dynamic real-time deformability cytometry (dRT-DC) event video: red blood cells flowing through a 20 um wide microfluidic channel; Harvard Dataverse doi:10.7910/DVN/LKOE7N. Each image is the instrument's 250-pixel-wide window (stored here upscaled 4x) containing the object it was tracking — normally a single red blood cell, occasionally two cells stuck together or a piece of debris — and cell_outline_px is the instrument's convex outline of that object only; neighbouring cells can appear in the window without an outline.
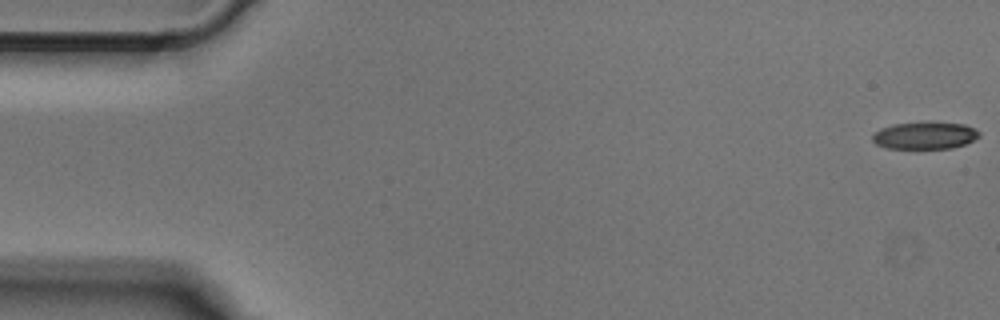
{"species": "Egyptian fruit bat (a non-hibernating species)", "species_latin": "Rousettus aegyptiacus", "temperature_condition": "cold", "stored_images_in_passage": 50, "camera_frame_rate_fps": 3000, "um_per_image_px": 0.085, "animal": {"sex": "male"}, "frame": {"image": 1, "passage_image": 1, "time_ms": 0.0, "image_size_px": [1000, 320], "cell_outline_px": [[980, 136], [964, 144], [952, 148], [888, 148], [876, 144], [872, 140], [872, 136], [880, 128], [892, 124], [964, 124], [980, 132]], "centroid_in_image_um": [78.58, 11.55], "position_along_channel_um": 6.4, "area_um2": 16.18}}
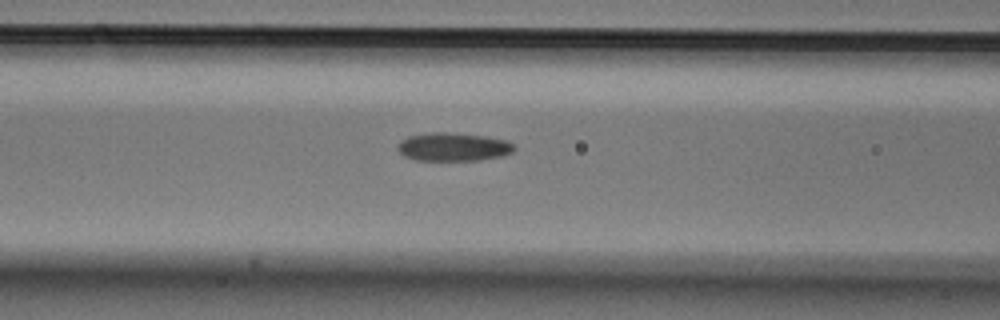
{"frame": {"image": 2, "passage_image": 20, "time_ms": 6.333, "image_size_px": [1000, 320], "cell_outline_px": [[516, 148], [512, 152], [500, 156], [476, 160], [416, 160], [404, 156], [396, 148], [400, 140], [408, 136], [432, 132], [444, 132], [484, 136], [504, 140], [512, 144]], "centroid_in_image_um": [38.47, 12.48], "position_along_channel_um": 128.1, "area_um2": 19.02}}
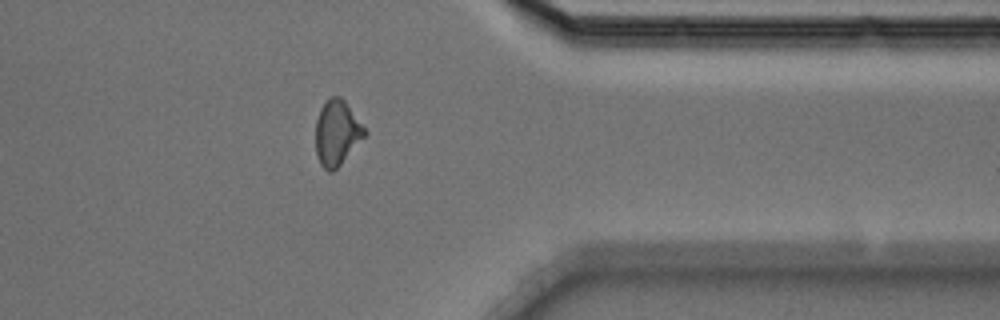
{"frame": {"image": 3, "passage_image": 40, "time_ms": 13.0, "image_size_px": [1000, 320], "cell_outline_px": [[368, 132], [340, 164], [332, 172], [328, 172], [320, 164], [316, 156], [316, 120], [320, 108], [332, 96], [340, 96], [344, 100]], "centroid_in_image_um": [28.62, 11.29], "position_along_channel_um": 382.8, "area_um2": 18.32}}